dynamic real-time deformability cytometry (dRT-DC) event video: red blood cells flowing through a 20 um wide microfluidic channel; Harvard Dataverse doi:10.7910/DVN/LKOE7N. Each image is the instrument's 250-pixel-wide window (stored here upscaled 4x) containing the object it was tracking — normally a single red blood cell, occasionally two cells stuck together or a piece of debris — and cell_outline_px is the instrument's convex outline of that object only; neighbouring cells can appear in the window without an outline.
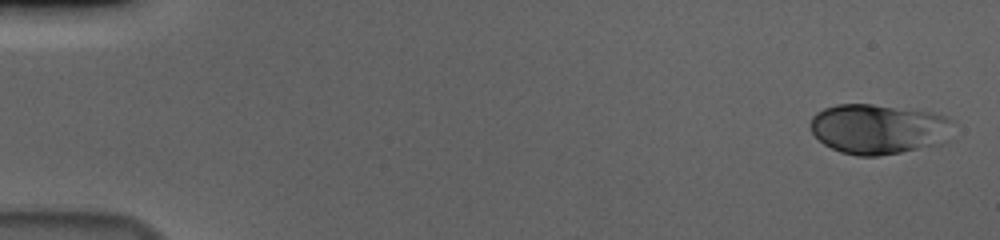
{"species": "human", "species_latin": "Homo sapiens", "temperature_condition": "cold", "stored_images_in_passage": 56, "camera_frame_rate_fps": 3000, "um_per_image_px": 0.085, "donor": {"sex": "male"}, "frame": {"image": 1, "passage_image": 1, "time_ms": 0.0, "image_size_px": [1000, 240], "cell_outline_px": [[956, 120], [948, 140], [944, 144], [900, 152], [876, 156], [856, 156], [840, 152], [824, 144], [812, 132], [812, 116], [816, 112], [824, 108], [836, 104], [872, 104], [932, 112]], "centroid_in_image_um": [74.74, 10.97], "position_along_channel_um": 10.3, "area_um2": 41.96}}
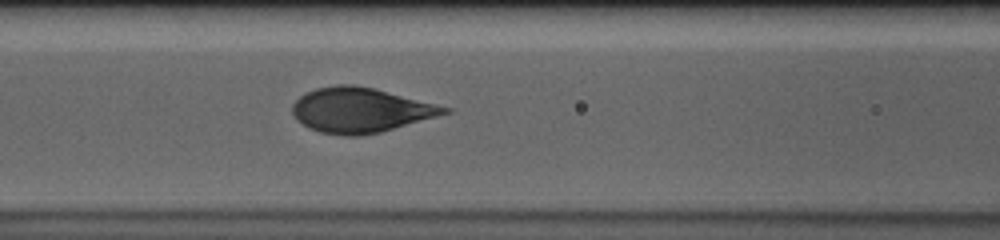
{"frame": {"image": 2, "passage_image": 24, "time_ms": 7.667, "image_size_px": [1000, 240], "cell_outline_px": [[452, 112], [380, 132], [360, 136], [344, 136], [320, 132], [308, 128], [296, 120], [292, 112], [292, 104], [304, 92], [316, 88], [336, 84], [352, 84], [372, 88], [452, 108]], "centroid_in_image_um": [30.59, 9.36], "position_along_channel_um": 136.0, "area_um2": 39.65}}
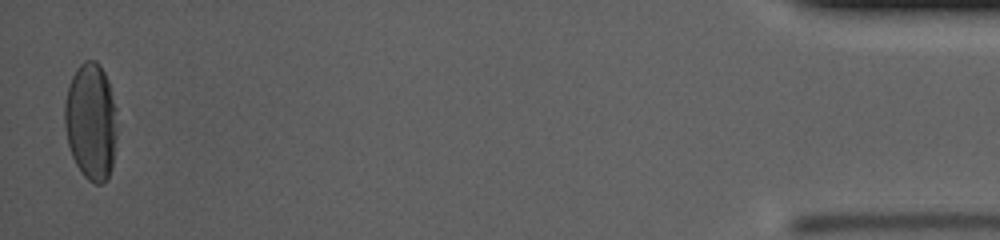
{"frame": {"image": 3, "passage_image": 55, "time_ms": 18.0, "image_size_px": [1000, 240], "cell_outline_px": [[116, 136], [112, 168], [108, 176], [100, 184], [96, 184], [88, 180], [84, 176], [76, 164], [72, 156], [68, 144], [64, 124], [64, 104], [68, 88], [72, 76], [76, 68], [84, 60], [96, 60], [100, 64], [108, 80], [116, 108]], "centroid_in_image_um": [7.73, 10.3], "position_along_channel_um": 427.5, "area_um2": 35.89}}